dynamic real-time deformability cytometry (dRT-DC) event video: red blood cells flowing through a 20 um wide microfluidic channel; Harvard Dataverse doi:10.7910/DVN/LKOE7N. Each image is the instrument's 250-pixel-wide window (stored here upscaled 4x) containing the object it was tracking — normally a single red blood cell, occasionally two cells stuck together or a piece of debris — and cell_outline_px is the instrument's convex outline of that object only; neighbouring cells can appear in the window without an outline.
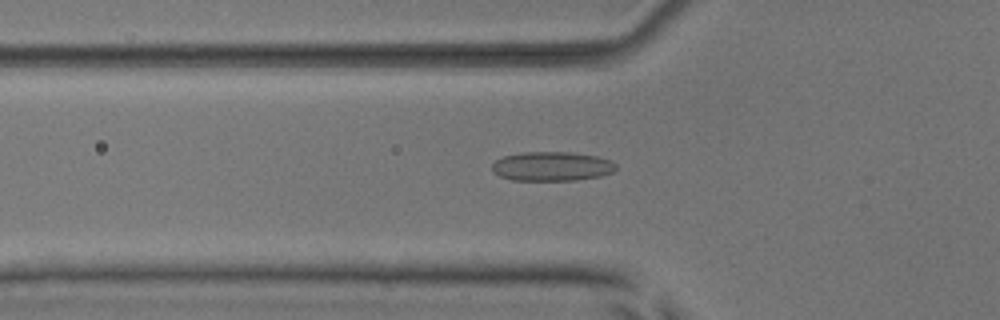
{"species": "common noctule bat (a hibernating species)", "species_latin": "Nyctalus noctula", "temperature_condition": "room temperature", "stored_images_in_passage": 39, "camera_frame_rate_fps": 3000, "um_per_image_px": 0.085, "animal": {"sex": "male", "body_mass_g": 17.9, "forearm_length_mm": 54.2}, "frame": {"image": 1, "passage_image": 5, "time_ms": 1.333, "image_size_px": [1000, 320], "cell_outline_px": [[616, 168], [612, 172], [600, 176], [576, 180], [512, 180], [500, 176], [492, 172], [492, 164], [496, 160], [504, 156], [520, 152], [572, 152], [596, 156], [612, 160], [616, 164]], "centroid_in_image_um": [46.9, 14.13], "position_along_channel_um": 78.9, "area_um2": 21.21}}
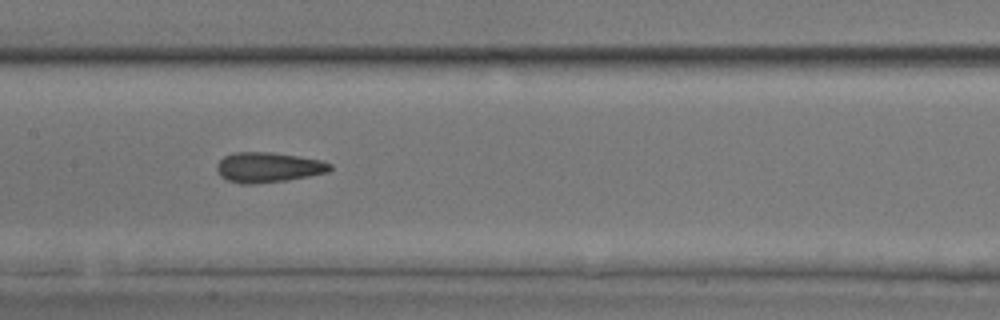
{"frame": {"image": 2, "passage_image": 13, "time_ms": 4.0, "image_size_px": [1000, 320], "cell_outline_px": [[332, 168], [328, 172], [308, 176], [284, 180], [256, 184], [240, 184], [228, 180], [220, 176], [216, 168], [216, 164], [224, 156], [236, 152], [272, 152], [320, 160], [332, 164]], "centroid_in_image_um": [22.77, 14.22], "position_along_channel_um": 184.6, "area_um2": 19.77}}
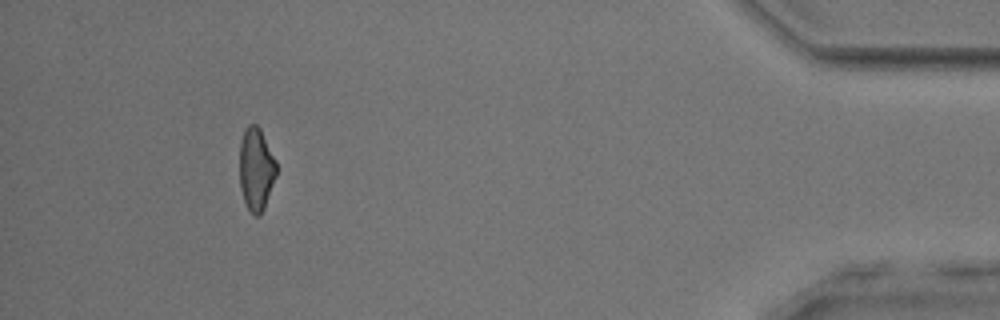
{"frame": {"image": 3, "passage_image": 35, "time_ms": 11.333, "image_size_px": [1000, 320], "cell_outline_px": [[276, 176], [264, 208], [260, 216], [256, 216], [248, 208], [244, 200], [240, 188], [240, 140], [244, 128], [248, 124], [256, 124], [260, 128], [276, 160]], "centroid_in_image_um": [21.76, 14.34], "position_along_channel_um": 413.4, "area_um2": 17.8}, "authors_computed_cell_mechanics": {"area_um2": 18.9584, "velocity_mm_per_s": 3.9492, "shape_relaxation_time_tau1_ms": null, "shape_relaxation_time_tau2_ms": 2.1178, "deformation_change_tau1": null, "deformation_change_tau2": 0.104}}